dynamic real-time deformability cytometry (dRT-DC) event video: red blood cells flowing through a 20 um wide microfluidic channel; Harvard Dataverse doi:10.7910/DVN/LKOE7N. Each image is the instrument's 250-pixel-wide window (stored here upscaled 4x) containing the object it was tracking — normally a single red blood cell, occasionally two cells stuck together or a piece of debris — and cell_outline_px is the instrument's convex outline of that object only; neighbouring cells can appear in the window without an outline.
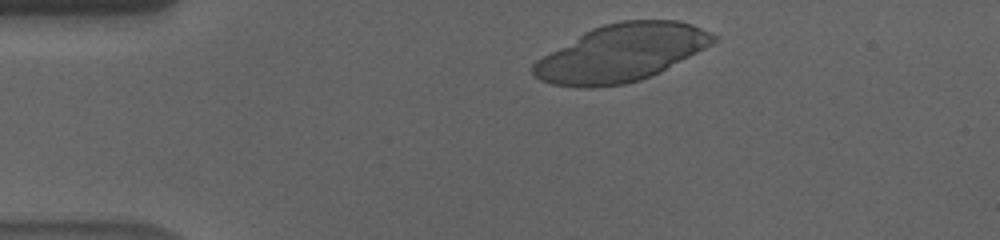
{"species": "human", "species_latin": "Homo sapiens", "temperature_condition": "cold", "stored_images_in_passage": 41, "camera_frame_rate_fps": 3000, "um_per_image_px": 0.085, "donor": {"sex": "male"}, "frame": {"image": 1, "passage_image": 3, "time_ms": 0.667, "image_size_px": [1000, 240], "cell_outline_px": [[720, 40], [660, 72], [652, 76], [640, 80], [624, 84], [596, 88], [580, 88], [552, 84], [540, 80], [532, 76], [532, 64], [536, 60], [584, 32], [592, 28], [604, 24], [620, 20], [680, 20], [692, 24], [720, 36]], "centroid_in_image_um": [52.83, 4.5], "position_along_channel_um": 32.2, "area_um2": 60.46}}